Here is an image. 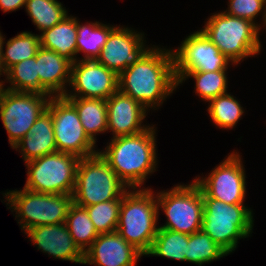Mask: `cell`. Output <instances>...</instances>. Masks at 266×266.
I'll return each instance as SVG.
<instances>
[{"label":"cell","mask_w":266,"mask_h":266,"mask_svg":"<svg viewBox=\"0 0 266 266\" xmlns=\"http://www.w3.org/2000/svg\"><path fill=\"white\" fill-rule=\"evenodd\" d=\"M129 189L122 197L117 232L144 256L150 251L159 226L156 195L149 188Z\"/></svg>","instance_id":"3"},{"label":"cell","mask_w":266,"mask_h":266,"mask_svg":"<svg viewBox=\"0 0 266 266\" xmlns=\"http://www.w3.org/2000/svg\"><path fill=\"white\" fill-rule=\"evenodd\" d=\"M145 45L144 34L116 25L96 60L120 75L149 48Z\"/></svg>","instance_id":"15"},{"label":"cell","mask_w":266,"mask_h":266,"mask_svg":"<svg viewBox=\"0 0 266 266\" xmlns=\"http://www.w3.org/2000/svg\"><path fill=\"white\" fill-rule=\"evenodd\" d=\"M121 200H109L84 207L98 234L117 230Z\"/></svg>","instance_id":"32"},{"label":"cell","mask_w":266,"mask_h":266,"mask_svg":"<svg viewBox=\"0 0 266 266\" xmlns=\"http://www.w3.org/2000/svg\"><path fill=\"white\" fill-rule=\"evenodd\" d=\"M50 95L4 89L0 96V119L11 148L25 137L46 110Z\"/></svg>","instance_id":"10"},{"label":"cell","mask_w":266,"mask_h":266,"mask_svg":"<svg viewBox=\"0 0 266 266\" xmlns=\"http://www.w3.org/2000/svg\"><path fill=\"white\" fill-rule=\"evenodd\" d=\"M172 50L151 46L118 75V89L147 110L157 109L176 90Z\"/></svg>","instance_id":"1"},{"label":"cell","mask_w":266,"mask_h":266,"mask_svg":"<svg viewBox=\"0 0 266 266\" xmlns=\"http://www.w3.org/2000/svg\"><path fill=\"white\" fill-rule=\"evenodd\" d=\"M46 109L53 118L57 151L79 158L99 152L85 133L75 106L65 96H51Z\"/></svg>","instance_id":"11"},{"label":"cell","mask_w":266,"mask_h":266,"mask_svg":"<svg viewBox=\"0 0 266 266\" xmlns=\"http://www.w3.org/2000/svg\"><path fill=\"white\" fill-rule=\"evenodd\" d=\"M24 233L39 250L53 258L83 264L84 252L70 235L65 222L35 226Z\"/></svg>","instance_id":"17"},{"label":"cell","mask_w":266,"mask_h":266,"mask_svg":"<svg viewBox=\"0 0 266 266\" xmlns=\"http://www.w3.org/2000/svg\"><path fill=\"white\" fill-rule=\"evenodd\" d=\"M156 199L167 218L159 228L189 235L201 230L204 204L202 190L194 180L188 185L177 184L170 190L157 192Z\"/></svg>","instance_id":"9"},{"label":"cell","mask_w":266,"mask_h":266,"mask_svg":"<svg viewBox=\"0 0 266 266\" xmlns=\"http://www.w3.org/2000/svg\"><path fill=\"white\" fill-rule=\"evenodd\" d=\"M228 254L202 230L189 235L186 262L202 266Z\"/></svg>","instance_id":"30"},{"label":"cell","mask_w":266,"mask_h":266,"mask_svg":"<svg viewBox=\"0 0 266 266\" xmlns=\"http://www.w3.org/2000/svg\"><path fill=\"white\" fill-rule=\"evenodd\" d=\"M4 41H5V38H4V36L0 32V77H1L2 73L4 75H6V72L4 70L3 61H2V49L4 48L3 46L6 43Z\"/></svg>","instance_id":"35"},{"label":"cell","mask_w":266,"mask_h":266,"mask_svg":"<svg viewBox=\"0 0 266 266\" xmlns=\"http://www.w3.org/2000/svg\"><path fill=\"white\" fill-rule=\"evenodd\" d=\"M262 26H263V27H266V13H265V17H264V20H263ZM265 29H266V28H265Z\"/></svg>","instance_id":"37"},{"label":"cell","mask_w":266,"mask_h":266,"mask_svg":"<svg viewBox=\"0 0 266 266\" xmlns=\"http://www.w3.org/2000/svg\"><path fill=\"white\" fill-rule=\"evenodd\" d=\"M25 9L40 32L52 28L68 15L58 0H26Z\"/></svg>","instance_id":"27"},{"label":"cell","mask_w":266,"mask_h":266,"mask_svg":"<svg viewBox=\"0 0 266 266\" xmlns=\"http://www.w3.org/2000/svg\"><path fill=\"white\" fill-rule=\"evenodd\" d=\"M227 71H209V72H188L179 82L178 85L187 80L186 78H194L195 93L206 102L215 97L227 93L228 80Z\"/></svg>","instance_id":"31"},{"label":"cell","mask_w":266,"mask_h":266,"mask_svg":"<svg viewBox=\"0 0 266 266\" xmlns=\"http://www.w3.org/2000/svg\"><path fill=\"white\" fill-rule=\"evenodd\" d=\"M228 4V10L223 12L234 17L252 21L259 27V29H261V24L255 22V19L259 13H263L262 19L264 20L266 13V0H229Z\"/></svg>","instance_id":"33"},{"label":"cell","mask_w":266,"mask_h":266,"mask_svg":"<svg viewBox=\"0 0 266 266\" xmlns=\"http://www.w3.org/2000/svg\"><path fill=\"white\" fill-rule=\"evenodd\" d=\"M26 5V0H0V8L3 12H13Z\"/></svg>","instance_id":"34"},{"label":"cell","mask_w":266,"mask_h":266,"mask_svg":"<svg viewBox=\"0 0 266 266\" xmlns=\"http://www.w3.org/2000/svg\"><path fill=\"white\" fill-rule=\"evenodd\" d=\"M154 125L137 134L111 138L99 153L128 189L141 187L157 167Z\"/></svg>","instance_id":"2"},{"label":"cell","mask_w":266,"mask_h":266,"mask_svg":"<svg viewBox=\"0 0 266 266\" xmlns=\"http://www.w3.org/2000/svg\"><path fill=\"white\" fill-rule=\"evenodd\" d=\"M12 149H19L25 163L57 151L53 118L47 109L37 118L29 133Z\"/></svg>","instance_id":"20"},{"label":"cell","mask_w":266,"mask_h":266,"mask_svg":"<svg viewBox=\"0 0 266 266\" xmlns=\"http://www.w3.org/2000/svg\"><path fill=\"white\" fill-rule=\"evenodd\" d=\"M2 194L8 208L17 214L15 217L19 218L18 223L24 232L35 226L66 222L68 209L73 203L72 195L47 194L25 188Z\"/></svg>","instance_id":"7"},{"label":"cell","mask_w":266,"mask_h":266,"mask_svg":"<svg viewBox=\"0 0 266 266\" xmlns=\"http://www.w3.org/2000/svg\"><path fill=\"white\" fill-rule=\"evenodd\" d=\"M207 20L201 30L234 66L261 51L260 29L252 21L228 15L223 11L213 13Z\"/></svg>","instance_id":"5"},{"label":"cell","mask_w":266,"mask_h":266,"mask_svg":"<svg viewBox=\"0 0 266 266\" xmlns=\"http://www.w3.org/2000/svg\"><path fill=\"white\" fill-rule=\"evenodd\" d=\"M207 109L213 123L222 129H233L245 112L240 102L229 93L209 101Z\"/></svg>","instance_id":"28"},{"label":"cell","mask_w":266,"mask_h":266,"mask_svg":"<svg viewBox=\"0 0 266 266\" xmlns=\"http://www.w3.org/2000/svg\"><path fill=\"white\" fill-rule=\"evenodd\" d=\"M40 47L39 35L28 31L21 32L9 39L6 43V50L2 49L5 72L14 64L36 56Z\"/></svg>","instance_id":"26"},{"label":"cell","mask_w":266,"mask_h":266,"mask_svg":"<svg viewBox=\"0 0 266 266\" xmlns=\"http://www.w3.org/2000/svg\"><path fill=\"white\" fill-rule=\"evenodd\" d=\"M108 130L113 138L137 134L150 126L142 124L147 109L119 89L107 100Z\"/></svg>","instance_id":"18"},{"label":"cell","mask_w":266,"mask_h":266,"mask_svg":"<svg viewBox=\"0 0 266 266\" xmlns=\"http://www.w3.org/2000/svg\"><path fill=\"white\" fill-rule=\"evenodd\" d=\"M203 204L201 230L227 254L235 251L239 239L251 235L253 211L244 204H227L213 198H203Z\"/></svg>","instance_id":"6"},{"label":"cell","mask_w":266,"mask_h":266,"mask_svg":"<svg viewBox=\"0 0 266 266\" xmlns=\"http://www.w3.org/2000/svg\"><path fill=\"white\" fill-rule=\"evenodd\" d=\"M115 27L97 21L80 24L77 20L76 55L83 52L85 56L82 60H96Z\"/></svg>","instance_id":"23"},{"label":"cell","mask_w":266,"mask_h":266,"mask_svg":"<svg viewBox=\"0 0 266 266\" xmlns=\"http://www.w3.org/2000/svg\"><path fill=\"white\" fill-rule=\"evenodd\" d=\"M144 256L117 231L99 234L84 252L83 264L97 266H135Z\"/></svg>","instance_id":"16"},{"label":"cell","mask_w":266,"mask_h":266,"mask_svg":"<svg viewBox=\"0 0 266 266\" xmlns=\"http://www.w3.org/2000/svg\"><path fill=\"white\" fill-rule=\"evenodd\" d=\"M127 188L107 160L97 152L80 158L72 200L80 207L109 200H122L123 195L129 190Z\"/></svg>","instance_id":"4"},{"label":"cell","mask_w":266,"mask_h":266,"mask_svg":"<svg viewBox=\"0 0 266 266\" xmlns=\"http://www.w3.org/2000/svg\"><path fill=\"white\" fill-rule=\"evenodd\" d=\"M4 83H5L4 81H1V82H0V96H1V94H2V92H3V90L5 89V88H4V86H5Z\"/></svg>","instance_id":"36"},{"label":"cell","mask_w":266,"mask_h":266,"mask_svg":"<svg viewBox=\"0 0 266 266\" xmlns=\"http://www.w3.org/2000/svg\"><path fill=\"white\" fill-rule=\"evenodd\" d=\"M188 239L189 234L159 228L152 247L146 255L186 261Z\"/></svg>","instance_id":"24"},{"label":"cell","mask_w":266,"mask_h":266,"mask_svg":"<svg viewBox=\"0 0 266 266\" xmlns=\"http://www.w3.org/2000/svg\"><path fill=\"white\" fill-rule=\"evenodd\" d=\"M76 108L88 137L96 144V134L108 131L105 99L66 97Z\"/></svg>","instance_id":"22"},{"label":"cell","mask_w":266,"mask_h":266,"mask_svg":"<svg viewBox=\"0 0 266 266\" xmlns=\"http://www.w3.org/2000/svg\"><path fill=\"white\" fill-rule=\"evenodd\" d=\"M177 83L191 71H227L233 64L202 31H196L172 51Z\"/></svg>","instance_id":"12"},{"label":"cell","mask_w":266,"mask_h":266,"mask_svg":"<svg viewBox=\"0 0 266 266\" xmlns=\"http://www.w3.org/2000/svg\"><path fill=\"white\" fill-rule=\"evenodd\" d=\"M69 86L73 92H66L65 97L107 100L118 90V75L97 60L80 59L71 65Z\"/></svg>","instance_id":"14"},{"label":"cell","mask_w":266,"mask_h":266,"mask_svg":"<svg viewBox=\"0 0 266 266\" xmlns=\"http://www.w3.org/2000/svg\"><path fill=\"white\" fill-rule=\"evenodd\" d=\"M79 160L73 154L56 151L26 162L24 188L47 194L73 195Z\"/></svg>","instance_id":"8"},{"label":"cell","mask_w":266,"mask_h":266,"mask_svg":"<svg viewBox=\"0 0 266 266\" xmlns=\"http://www.w3.org/2000/svg\"><path fill=\"white\" fill-rule=\"evenodd\" d=\"M41 47L53 50L72 64L76 57L77 17L65 16L64 19L40 35Z\"/></svg>","instance_id":"21"},{"label":"cell","mask_w":266,"mask_h":266,"mask_svg":"<svg viewBox=\"0 0 266 266\" xmlns=\"http://www.w3.org/2000/svg\"><path fill=\"white\" fill-rule=\"evenodd\" d=\"M10 86L5 89L19 92L39 93V74L36 56L14 64L6 71Z\"/></svg>","instance_id":"29"},{"label":"cell","mask_w":266,"mask_h":266,"mask_svg":"<svg viewBox=\"0 0 266 266\" xmlns=\"http://www.w3.org/2000/svg\"><path fill=\"white\" fill-rule=\"evenodd\" d=\"M65 223L70 235L83 252L92 245L99 235L89 218L87 210L74 203L68 209Z\"/></svg>","instance_id":"25"},{"label":"cell","mask_w":266,"mask_h":266,"mask_svg":"<svg viewBox=\"0 0 266 266\" xmlns=\"http://www.w3.org/2000/svg\"><path fill=\"white\" fill-rule=\"evenodd\" d=\"M39 74V94L64 96L70 91L72 63L53 50L40 47L36 55ZM67 89V90H66Z\"/></svg>","instance_id":"19"},{"label":"cell","mask_w":266,"mask_h":266,"mask_svg":"<svg viewBox=\"0 0 266 266\" xmlns=\"http://www.w3.org/2000/svg\"><path fill=\"white\" fill-rule=\"evenodd\" d=\"M241 156L232 152L205 178L194 181L202 190L203 198H213L227 204H244L246 174Z\"/></svg>","instance_id":"13"}]
</instances>
